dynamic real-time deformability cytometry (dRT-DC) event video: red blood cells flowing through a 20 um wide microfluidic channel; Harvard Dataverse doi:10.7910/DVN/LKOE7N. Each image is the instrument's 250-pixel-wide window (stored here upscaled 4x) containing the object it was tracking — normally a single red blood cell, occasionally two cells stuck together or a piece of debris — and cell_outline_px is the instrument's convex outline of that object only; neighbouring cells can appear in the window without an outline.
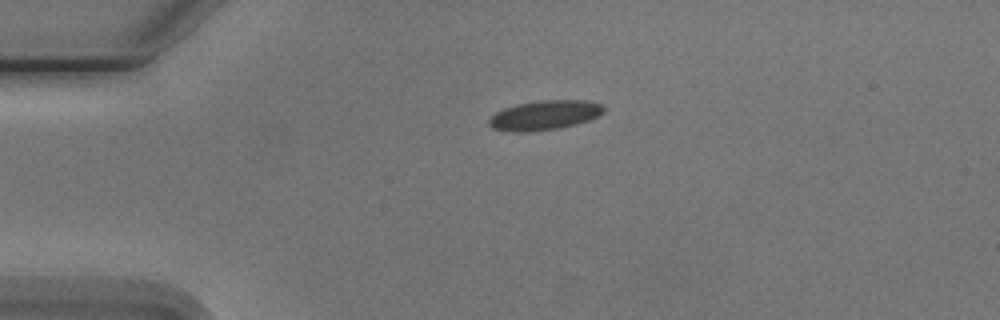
{"species": "Egyptian fruit bat (a non-hibernating species)", "species_latin": "Rousettus aegyptiacus", "temperature_condition": "cold", "stored_images_in_passage": 2, "camera_frame_rate_fps": 3000, "um_per_image_px": 0.085, "animal": {"sex": "male"}, "frame": {"image": 1, "passage_image": 1, "time_ms": 0.0, "image_size_px": [1000, 320], "cell_outline_px": [[604, 112], [588, 120], [576, 124], [556, 128], [528, 132], [512, 132], [492, 128], [488, 124], [488, 120], [496, 112], [504, 108], [516, 104], [540, 100], [584, 100], [600, 104], [604, 108]], "centroid_in_image_um": [46.25, 9.79], "position_along_channel_um": 38.8, "area_um2": 19.59}}